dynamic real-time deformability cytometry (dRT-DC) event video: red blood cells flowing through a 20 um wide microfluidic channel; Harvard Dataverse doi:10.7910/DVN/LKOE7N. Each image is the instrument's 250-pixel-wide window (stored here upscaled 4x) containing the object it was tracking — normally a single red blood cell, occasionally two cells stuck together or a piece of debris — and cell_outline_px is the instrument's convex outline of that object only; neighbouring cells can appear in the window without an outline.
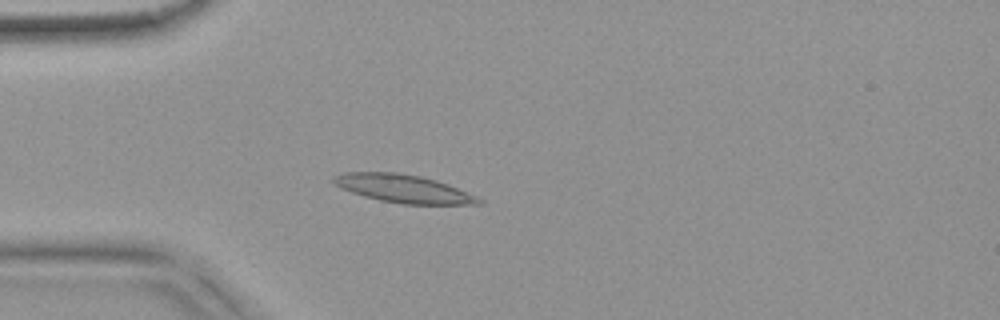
{"species": "common noctule bat (a hibernating species)", "species_latin": "Nyctalus noctula", "temperature_condition": "warm", "stored_images_in_passage": 54, "camera_frame_rate_fps": 3000, "um_per_image_px": 0.085, "animal": {"sex": "female", "body_mass_g": 18.4}, "frame": {"image": 1, "passage_image": 15, "time_ms": 4.667, "image_size_px": [1000, 320], "cell_outline_px": [[484, 204], [404, 204], [380, 200], [364, 196], [340, 188], [332, 180], [332, 176], [344, 172], [396, 172], [420, 176], [436, 180], [448, 184], [476, 196], [484, 200]], "centroid_in_image_um": [34.29, 16.03], "position_along_channel_um": 50.7, "area_um2": 23.64}}
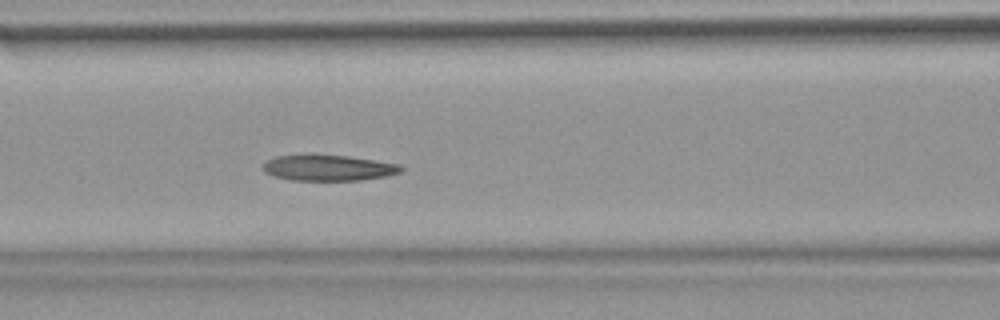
{"frame": {"image": 2, "passage_image": 23, "time_ms": 7.333, "image_size_px": [1000, 320], "cell_outline_px": [[404, 168], [400, 172], [384, 176], [360, 180], [292, 180], [276, 176], [264, 172], [264, 164], [268, 160], [276, 156], [348, 156], [400, 164]], "centroid_in_image_um": [27.95, 14.28], "position_along_channel_um": 138.6, "area_um2": 20.11}}
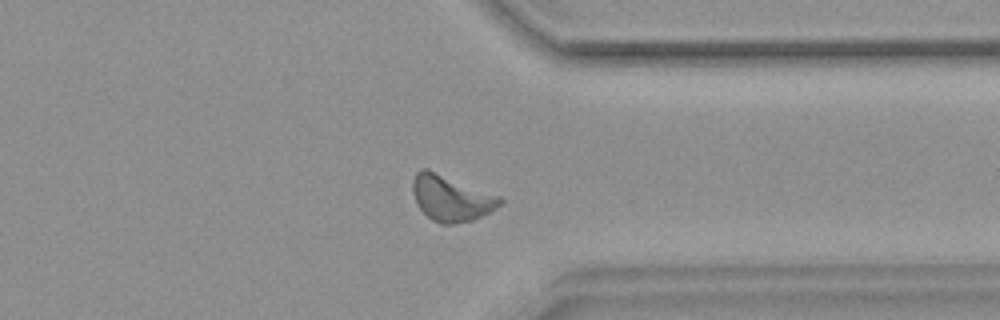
{"frame": {"image": 3, "passage_image": 42, "time_ms": 13.667, "image_size_px": [1000, 320], "cell_outline_px": [[504, 200], [496, 208], [472, 220], [456, 224], [440, 224], [432, 220], [416, 204], [412, 192], [412, 180], [416, 172], [420, 168], [428, 168], [500, 196]], "centroid_in_image_um": [38.31, 16.82], "position_along_channel_um": 373.1, "area_um2": 23.41}, "authors_computed_cell_mechanics": {"area_um2": 21.7039, "velocity_mm_per_s": 3.7373, "shape_relaxation_time_tau1_ms": 5.9283, "shape_relaxation_time_tau2_ms": 3.6757, "deformation_change_tau1": 0.1536, "deformation_change_tau2": 0.1163}}